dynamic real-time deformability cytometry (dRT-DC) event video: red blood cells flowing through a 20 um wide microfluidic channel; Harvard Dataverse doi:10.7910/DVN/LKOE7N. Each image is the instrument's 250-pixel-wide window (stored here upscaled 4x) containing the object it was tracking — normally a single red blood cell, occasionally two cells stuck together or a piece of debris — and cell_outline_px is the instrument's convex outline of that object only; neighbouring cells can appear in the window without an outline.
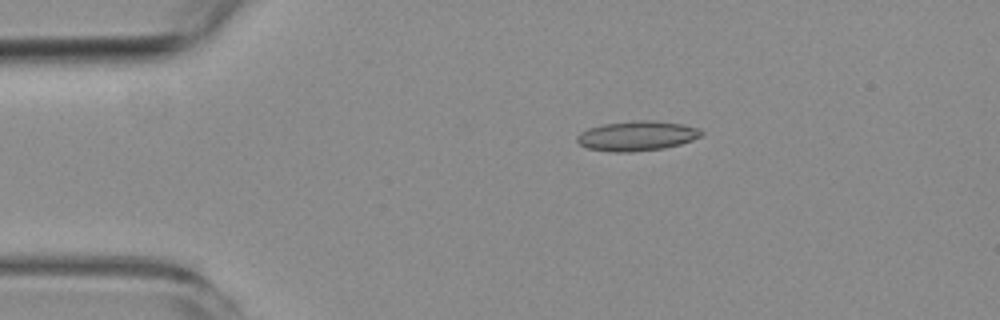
{"species": "common noctule bat (a hibernating species)", "species_latin": "Nyctalus noctula", "temperature_condition": "room temperature", "stored_images_in_passage": 7, "camera_frame_rate_fps": 3000, "um_per_image_px": 0.085, "animal": {"sex": "female", "body_mass_g": 19.3, "forearm_length_mm": 54.1}, "frame": {"image": 1, "passage_image": 3, "time_ms": 2.0, "image_size_px": [1000, 320], "cell_outline_px": [[704, 132], [700, 136], [692, 140], [680, 144], [664, 148], [632, 152], [612, 152], [588, 148], [580, 144], [576, 140], [576, 136], [580, 132], [588, 128], [604, 124], [636, 120], [652, 120], [684, 124], [700, 128]], "centroid_in_image_um": [54.15, 11.54], "position_along_channel_um": 30.8, "area_um2": 21.68}}
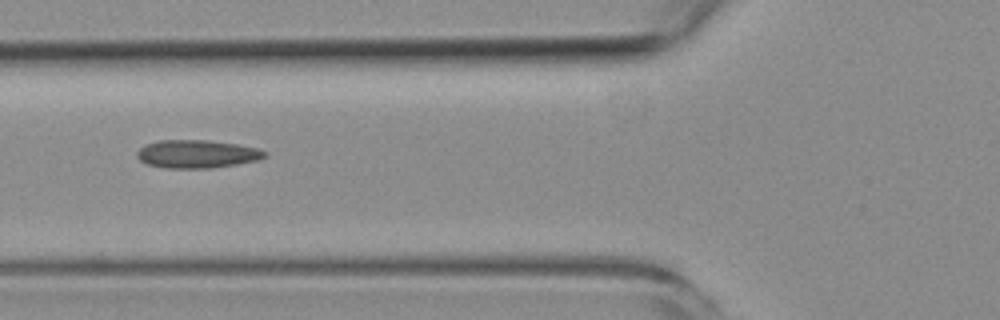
{"frame": {"image": 2, "passage_image": 5, "time_ms": 5.333, "image_size_px": [1000, 320], "cell_outline_px": [[268, 156], [260, 160], [212, 168], [164, 168], [148, 164], [140, 160], [136, 156], [136, 152], [140, 148], [148, 144], [160, 140], [208, 140], [236, 144], [256, 148], [268, 152]], "centroid_in_image_um": [16.77, 13.09], "position_along_channel_um": 109.0, "area_um2": 20.92}}
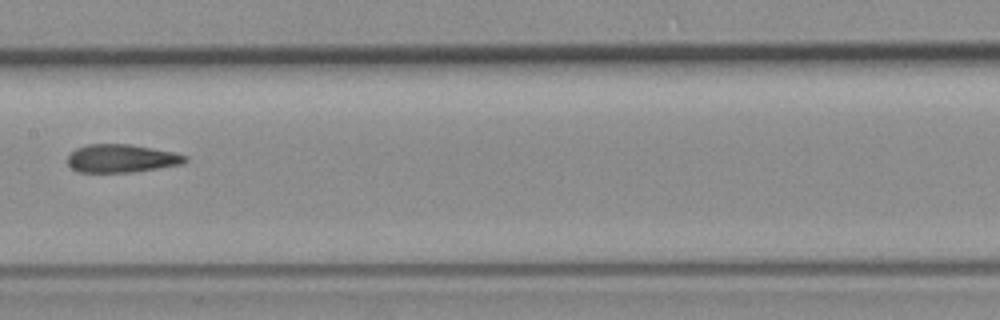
{"frame": {"image": 3, "passage_image": 7, "time_ms": 7.667, "image_size_px": [1000, 320], "cell_outline_px": [[188, 160], [184, 164], [132, 172], [76, 172], [68, 164], [68, 156], [76, 148], [88, 144], [128, 144], [152, 148], [172, 152], [188, 156]], "centroid_in_image_um": [10.33, 13.47], "position_along_channel_um": 197.1, "area_um2": 19.25}}